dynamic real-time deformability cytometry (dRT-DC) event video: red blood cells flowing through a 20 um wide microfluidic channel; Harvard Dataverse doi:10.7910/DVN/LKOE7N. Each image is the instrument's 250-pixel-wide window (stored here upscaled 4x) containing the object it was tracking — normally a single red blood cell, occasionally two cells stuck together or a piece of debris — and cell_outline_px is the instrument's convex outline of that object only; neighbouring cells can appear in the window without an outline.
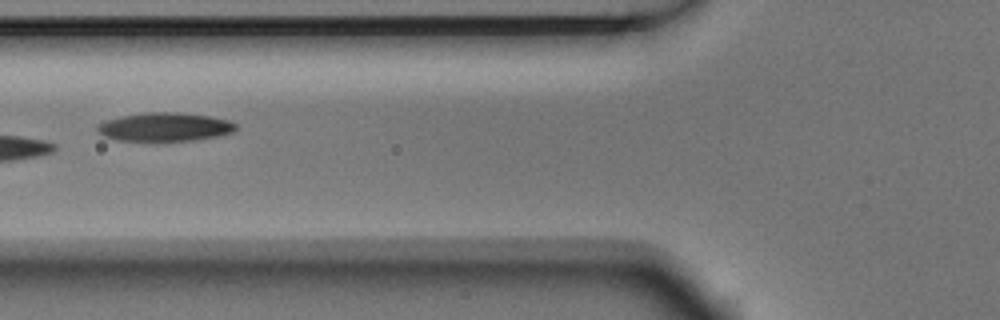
{"species": "Egyptian fruit bat (a non-hibernating species)", "species_latin": "Rousettus aegyptiacus", "temperature_condition": "room temperature", "stored_images_in_passage": 8, "camera_frame_rate_fps": 3000, "um_per_image_px": 0.085, "animal": {"sex": "male"}, "frame": {"image": 1, "passage_image": 5, "time_ms": 1.333, "image_size_px": [1000, 320], "cell_outline_px": [[236, 128], [232, 132], [216, 136], [192, 140], [164, 144], [152, 144], [116, 140], [104, 136], [96, 132], [96, 124], [120, 116], [144, 112], [176, 112], [208, 116], [228, 120], [236, 124]], "centroid_in_image_um": [13.91, 10.84], "position_along_channel_um": 111.9, "area_um2": 24.1}}
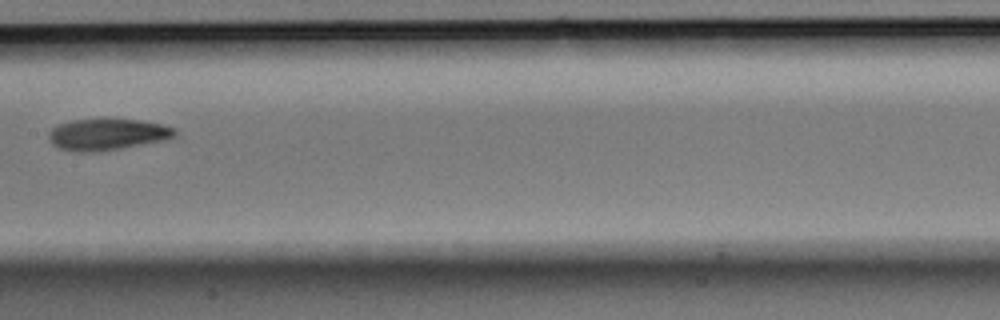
{"frame": {"image": 2, "passage_image": 7, "time_ms": 2.0, "image_size_px": [1000, 320], "cell_outline_px": [[176, 132], [172, 136], [164, 140], [120, 148], [92, 152], [76, 152], [60, 148], [52, 144], [48, 140], [48, 132], [56, 124], [72, 120], [104, 116], [108, 116], [140, 120], [160, 124], [176, 128]], "centroid_in_image_um": [9.05, 11.37], "position_along_channel_um": 198.4, "area_um2": 23.81}}
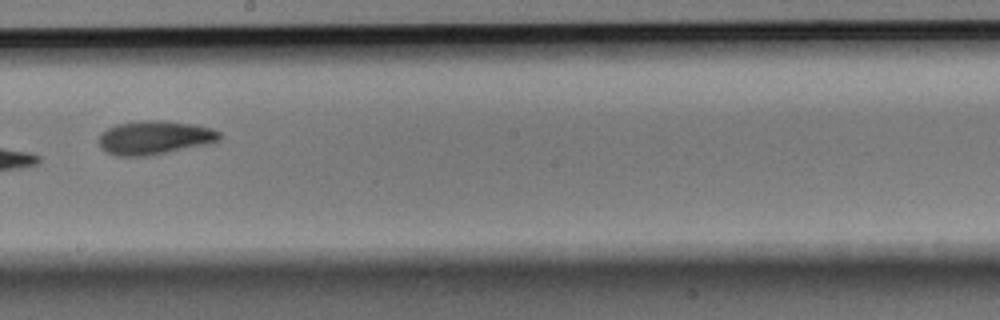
{"frame": {"image": 3, "passage_image": 8, "time_ms": 2.333, "image_size_px": [1000, 320], "cell_outline_px": [[224, 136], [220, 140], [208, 144], [148, 156], [116, 156], [108, 152], [100, 144], [100, 132], [116, 124], [144, 120], [164, 120], [196, 124], [212, 128], [220, 132]], "centroid_in_image_um": [13.2, 11.68], "position_along_channel_um": 235.0, "area_um2": 23.87}}